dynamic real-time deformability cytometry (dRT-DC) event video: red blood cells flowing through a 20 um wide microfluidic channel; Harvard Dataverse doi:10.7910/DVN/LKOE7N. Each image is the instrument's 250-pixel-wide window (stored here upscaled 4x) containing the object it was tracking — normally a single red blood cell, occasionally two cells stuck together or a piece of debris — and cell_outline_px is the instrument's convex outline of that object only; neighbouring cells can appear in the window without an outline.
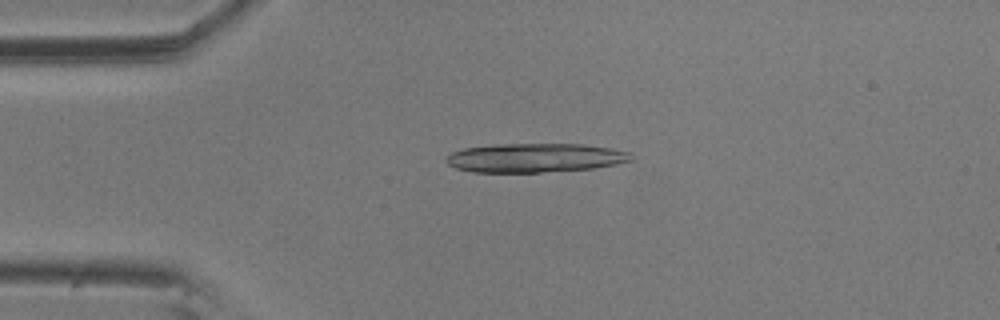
{"species": "common noctule bat (a hibernating species)", "species_latin": "Nyctalus noctula", "temperature_condition": "room temperature", "stored_images_in_passage": 5, "camera_frame_rate_fps": 3000, "um_per_image_px": 0.085, "animal": {"sex": "male", "body_mass_g": 20.5, "forearm_length_mm": 52.5}, "frame": {"image": 1, "passage_image": 4, "time_ms": 1.0, "image_size_px": [1000, 320], "cell_outline_px": [[632, 160], [616, 164], [592, 168], [540, 172], [472, 172], [456, 168], [448, 164], [444, 160], [452, 152], [464, 148], [496, 144], [580, 144], [608, 148], [632, 152]], "centroid_in_image_um": [45.46, 13.41], "position_along_channel_um": 39.5, "area_um2": 31.1}}